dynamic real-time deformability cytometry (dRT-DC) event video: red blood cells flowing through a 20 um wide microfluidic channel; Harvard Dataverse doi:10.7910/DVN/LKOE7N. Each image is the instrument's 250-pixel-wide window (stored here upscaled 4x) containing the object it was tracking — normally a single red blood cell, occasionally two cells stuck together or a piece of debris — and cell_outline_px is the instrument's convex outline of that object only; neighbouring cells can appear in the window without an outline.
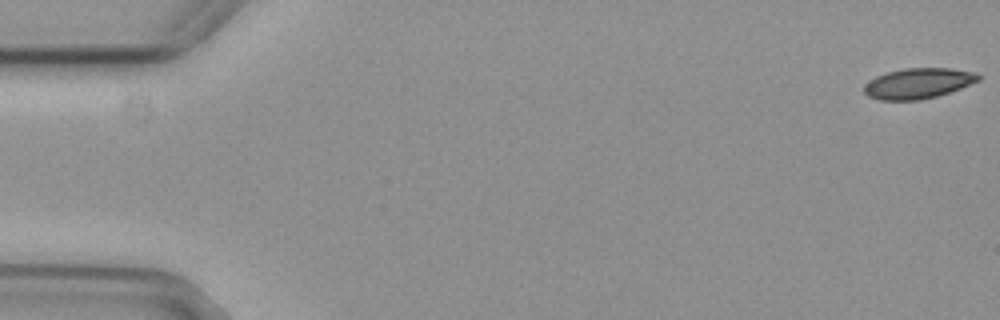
{"species": "common noctule bat (a hibernating species)", "species_latin": "Nyctalus noctula", "temperature_condition": "cold", "stored_images_in_passage": 4, "camera_frame_rate_fps": 3000, "um_per_image_px": 0.085, "animal": {"sex": "female", "body_mass_g": 29.2, "forearm_length_mm": 56.3}, "frame": {"image": 1, "passage_image": 1, "time_ms": 0.0, "image_size_px": [1000, 320], "cell_outline_px": [[980, 80], [960, 88], [936, 96], [920, 100], [880, 100], [868, 96], [864, 92], [864, 84], [876, 76], [888, 72], [904, 68], [948, 68], [976, 72], [980, 76]], "centroid_in_image_um": [78.03, 7.08], "position_along_channel_um": 7.0, "area_um2": 20.17}}
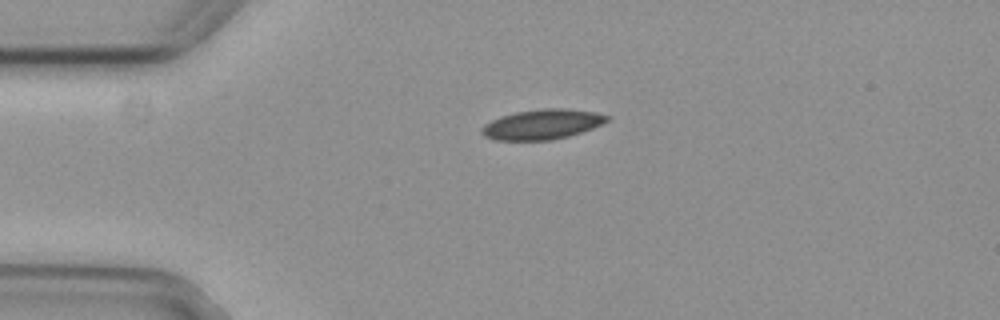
{"frame": {"image": 2, "passage_image": 4, "time_ms": 1.0, "image_size_px": [1000, 320], "cell_outline_px": [[612, 116], [608, 120], [592, 128], [568, 136], [552, 140], [496, 140], [484, 136], [480, 132], [480, 128], [484, 124], [500, 116], [516, 112], [544, 108], [568, 108], [596, 112]], "centroid_in_image_um": [46.07, 10.56], "position_along_channel_um": 38.9, "area_um2": 21.96}}